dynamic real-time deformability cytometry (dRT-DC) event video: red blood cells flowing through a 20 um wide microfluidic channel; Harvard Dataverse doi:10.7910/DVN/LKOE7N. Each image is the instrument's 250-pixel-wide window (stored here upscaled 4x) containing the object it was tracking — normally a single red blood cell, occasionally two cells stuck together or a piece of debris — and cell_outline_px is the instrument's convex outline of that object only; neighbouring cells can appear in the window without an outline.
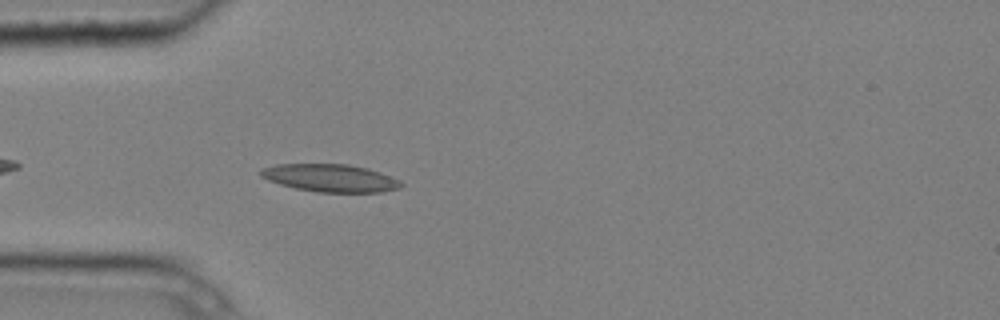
{"species": "common noctule bat (a hibernating species)", "species_latin": "Nyctalus noctula", "temperature_condition": "cold", "stored_images_in_passage": 2, "camera_frame_rate_fps": 3000, "um_per_image_px": 0.085, "animal": {"sex": "male", "body_mass_g": 20.4}, "frame": {"image": 1, "passage_image": 2, "time_ms": 0.333, "image_size_px": [1000, 320], "cell_outline_px": [[404, 184], [400, 188], [380, 192], [316, 192], [296, 188], [280, 184], [268, 180], [260, 176], [260, 168], [276, 164], [348, 164], [368, 168], [380, 172], [400, 180]], "centroid_in_image_um": [28.08, 15.12], "position_along_channel_um": 56.9, "area_um2": 22.72}}